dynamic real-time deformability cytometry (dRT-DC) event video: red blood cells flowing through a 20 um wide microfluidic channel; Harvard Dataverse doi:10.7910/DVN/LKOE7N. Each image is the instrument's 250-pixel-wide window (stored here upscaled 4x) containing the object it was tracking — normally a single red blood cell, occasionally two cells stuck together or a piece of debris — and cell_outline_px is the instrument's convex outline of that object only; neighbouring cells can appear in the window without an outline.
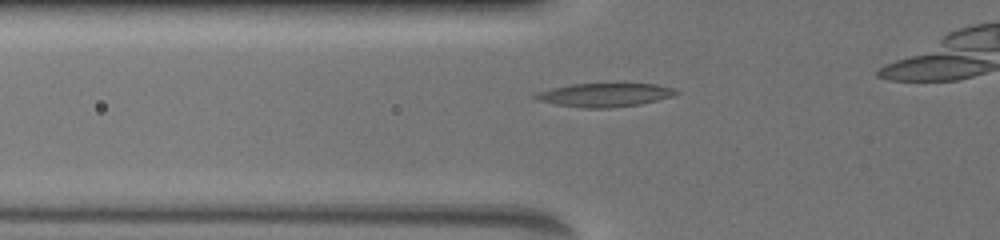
{"species": "common noctule bat (a hibernating species)", "species_latin": "Nyctalus noctula", "temperature_condition": "warm", "stored_images_in_passage": 18, "camera_frame_rate_fps": 3000, "um_per_image_px": 0.085, "animal": {"sex": "female", "body_mass_g": 19.5, "forearm_length_mm": 54.1}, "frame": {"image": 1, "passage_image": 7, "time_ms": 2.667, "image_size_px": [1000, 240], "cell_outline_px": [[680, 92], [672, 96], [640, 104], [608, 108], [580, 108], [556, 104], [536, 100], [532, 96], [540, 92], [552, 88], [572, 84], [656, 84], [676, 88]], "centroid_in_image_um": [51.41, 8.07], "position_along_channel_um": 74.4, "area_um2": 19.19}}
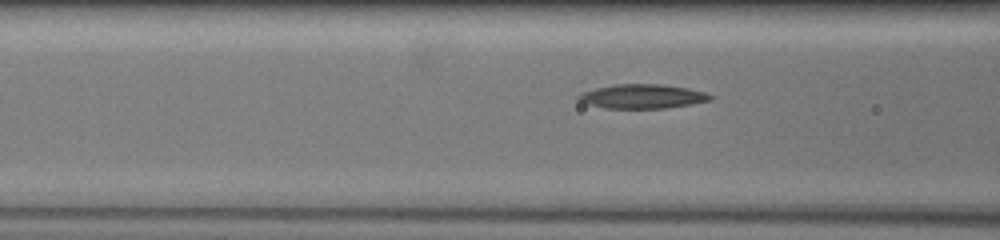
{"frame": {"image": 2, "passage_image": 10, "time_ms": 3.667, "image_size_px": [1000, 240], "cell_outline_px": [[716, 96], [712, 100], [692, 104], [668, 108], [608, 108], [588, 104], [580, 100], [576, 96], [580, 92], [596, 88], [616, 84], [660, 84], [688, 88], [704, 92]], "centroid_in_image_um": [54.65, 8.19], "position_along_channel_um": 112.0, "area_um2": 18.61}}
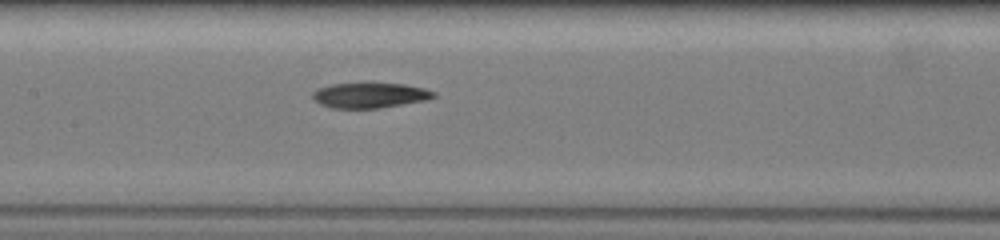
{"frame": {"image": 3, "passage_image": 17, "time_ms": 5.333, "image_size_px": [1000, 240], "cell_outline_px": [[436, 96], [424, 100], [380, 108], [328, 108], [312, 100], [312, 92], [316, 88], [332, 84], [404, 84], [424, 88], [436, 92]], "centroid_in_image_um": [31.37, 8.11], "position_along_channel_um": 176.0, "area_um2": 17.69}}